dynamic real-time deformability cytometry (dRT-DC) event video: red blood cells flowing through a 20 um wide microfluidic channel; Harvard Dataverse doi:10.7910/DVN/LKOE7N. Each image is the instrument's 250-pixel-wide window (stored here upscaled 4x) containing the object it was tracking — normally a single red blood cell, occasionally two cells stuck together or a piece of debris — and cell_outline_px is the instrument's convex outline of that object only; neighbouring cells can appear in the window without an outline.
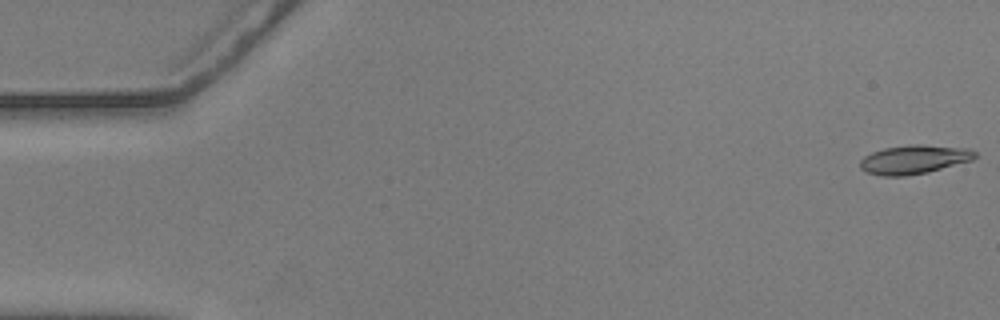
{"species": "common noctule bat (a hibernating species)", "species_latin": "Nyctalus noctula", "temperature_condition": "warm", "stored_images_in_passage": 56, "camera_frame_rate_fps": 3000, "um_per_image_px": 0.085, "animal": {"sex": "male", "body_mass_g": 20.5, "forearm_length_mm": 52.5}, "frame": {"image": 1, "passage_image": 1, "time_ms": 0.0, "image_size_px": [1000, 320], "cell_outline_px": [[976, 156], [972, 160], [928, 172], [904, 176], [880, 176], [868, 172], [860, 168], [860, 160], [864, 156], [872, 152], [884, 148], [912, 144], [920, 144], [972, 148], [976, 152]], "centroid_in_image_um": [77.71, 13.54], "position_along_channel_um": 7.3, "area_um2": 19.42}}
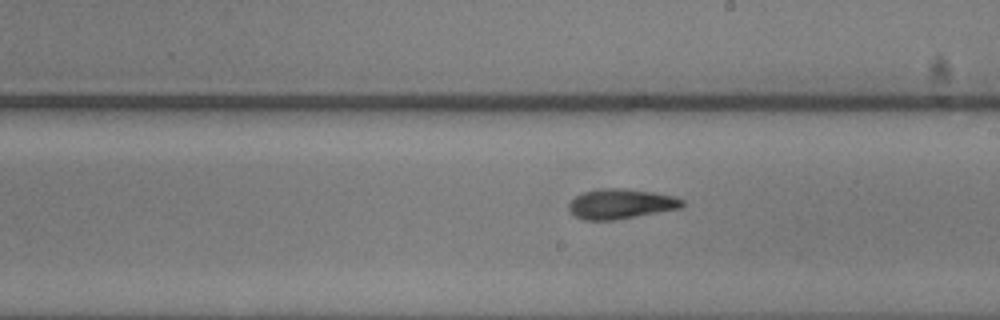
{"frame": {"image": 2, "passage_image": 32, "time_ms": 10.333, "image_size_px": [1000, 320], "cell_outline_px": [[684, 204], [680, 208], [616, 220], [584, 220], [576, 216], [568, 208], [568, 204], [576, 196], [584, 192], [600, 188], [620, 188], [652, 192], [672, 196], [684, 200]], "centroid_in_image_um": [52.75, 17.33], "position_along_channel_um": 236.2, "area_um2": 19.59}}
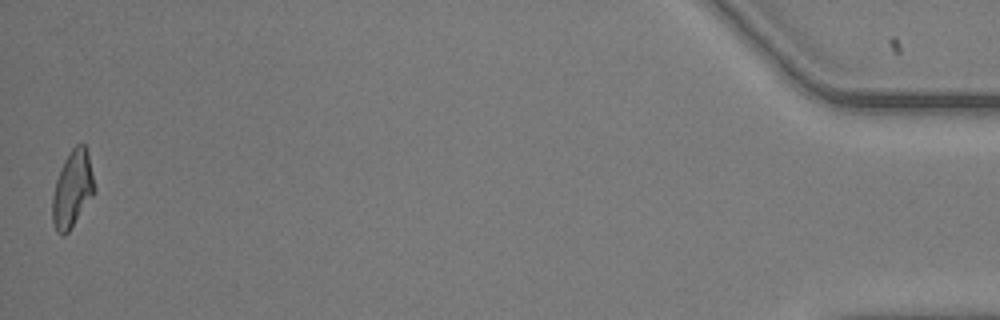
{"frame": {"image": 3, "passage_image": 56, "time_ms": 18.333, "image_size_px": [1000, 320], "cell_outline_px": [[96, 192], [68, 232], [64, 236], [60, 236], [56, 232], [52, 220], [52, 196], [56, 180], [64, 160], [72, 148], [76, 144], [84, 144], [88, 152], [96, 188]], "centroid_in_image_um": [6.16, 16.1], "position_along_channel_um": 429.0, "area_um2": 18.96}, "authors_computed_cell_mechanics": {"area_um2": 19.1896, "velocity_mm_per_s": 3.5992, "shape_relaxation_time_tau1_ms": 6.7887, "shape_relaxation_time_tau2_ms": 3.2881, "deformation_change_tau1": 0.2103, "deformation_change_tau2": 0.123}}